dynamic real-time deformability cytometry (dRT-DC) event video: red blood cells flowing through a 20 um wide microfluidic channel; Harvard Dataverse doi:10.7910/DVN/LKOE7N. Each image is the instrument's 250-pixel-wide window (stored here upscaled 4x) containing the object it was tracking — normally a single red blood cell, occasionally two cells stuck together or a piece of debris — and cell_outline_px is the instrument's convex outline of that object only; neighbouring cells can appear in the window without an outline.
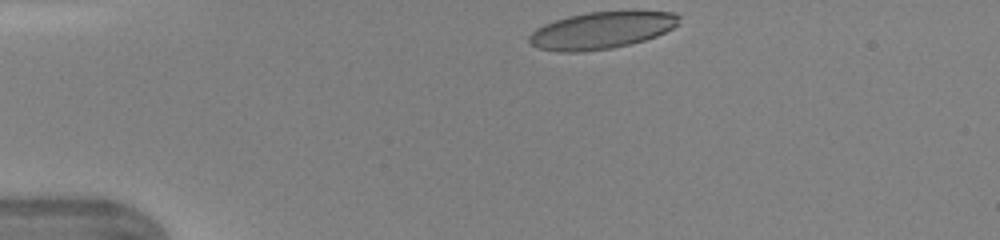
{"species": "human", "species_latin": "Homo sapiens", "temperature_condition": "warm", "stored_images_in_passage": 32, "camera_frame_rate_fps": 3000, "um_per_image_px": 0.085, "donor": {"sex": "female"}, "frame": {"image": 1, "passage_image": 1, "time_ms": 0.0, "image_size_px": [1000, 240], "cell_outline_px": [[680, 24], [656, 36], [644, 40], [612, 48], [580, 52], [560, 52], [540, 48], [532, 44], [528, 40], [528, 36], [536, 28], [544, 24], [568, 16], [588, 12], [676, 12], [680, 16]], "centroid_in_image_um": [51.12, 2.58], "position_along_channel_um": 33.9, "area_um2": 31.96}}
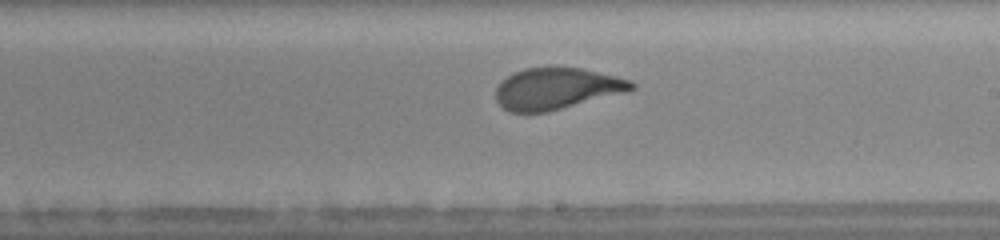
{"frame": {"image": 2, "passage_image": 19, "time_ms": 6.0, "image_size_px": [1000, 240], "cell_outline_px": [[636, 88], [624, 92], [548, 112], [508, 112], [496, 100], [496, 88], [512, 72], [524, 68], [548, 64], [552, 64], [584, 68], [632, 80], [636, 84]], "centroid_in_image_um": [47.31, 7.48], "position_along_channel_um": 241.7, "area_um2": 33.47}}
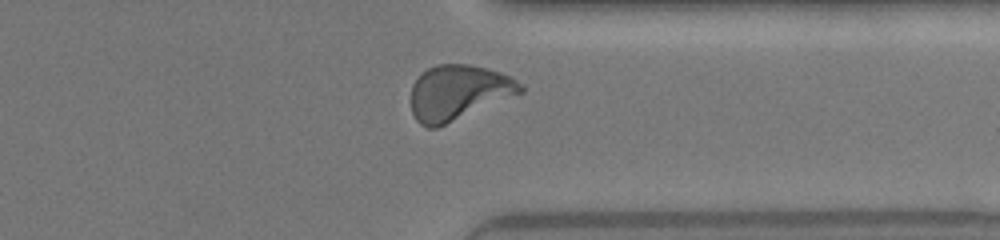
{"frame": {"image": 3, "passage_image": 28, "time_ms": 9.0, "image_size_px": [1000, 240], "cell_outline_px": [[524, 92], [436, 128], [428, 128], [420, 124], [416, 120], [412, 112], [412, 84], [428, 68], [436, 64], [468, 64], [500, 72], [512, 76], [524, 84]], "centroid_in_image_um": [39.0, 7.86], "position_along_channel_um": 372.4, "area_um2": 35.03}, "authors_computed_cell_mechanics": {"area_um2": 33.5818, "velocity_mm_per_s": 4.3698, "shape_relaxation_time_tau1_ms": 3.3011, "shape_relaxation_time_tau2_ms": null, "deformation_change_tau1": 0.1833, "deformation_change_tau2": null}}